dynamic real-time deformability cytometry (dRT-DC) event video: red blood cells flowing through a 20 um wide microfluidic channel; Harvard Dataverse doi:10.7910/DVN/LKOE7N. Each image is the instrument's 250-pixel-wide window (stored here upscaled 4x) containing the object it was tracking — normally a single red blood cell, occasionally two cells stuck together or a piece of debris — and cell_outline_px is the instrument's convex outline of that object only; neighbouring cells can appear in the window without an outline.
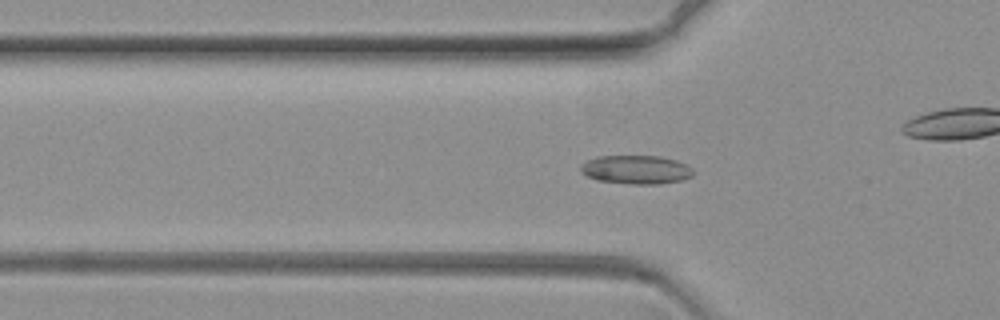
{"species": "common noctule bat (a hibernating species)", "species_latin": "Nyctalus noctula", "temperature_condition": "warm", "stored_images_in_passage": 38, "camera_frame_rate_fps": 3000, "um_per_image_px": 0.085, "animal": {"sex": "female", "body_mass_g": 19.3, "forearm_length_mm": 54.1}, "frame": {"image": 1, "passage_image": 17, "time_ms": 5.333, "image_size_px": [1000, 320], "cell_outline_px": [[692, 176], [684, 180], [660, 184], [628, 184], [596, 180], [580, 172], [580, 164], [596, 156], [660, 156], [676, 160], [692, 168]], "centroid_in_image_um": [54.05, 14.42], "position_along_channel_um": 71.8, "area_um2": 18.96}}
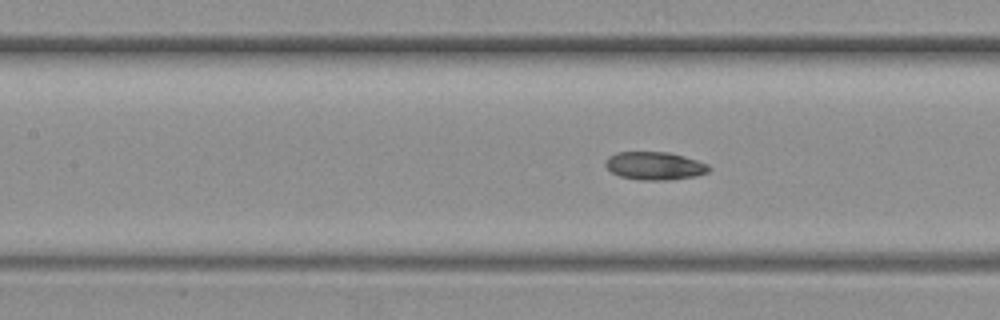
{"frame": {"image": 2, "passage_image": 25, "time_ms": 8.0, "image_size_px": [1000, 320], "cell_outline_px": [[712, 168], [708, 172], [696, 176], [668, 180], [640, 180], [620, 176], [612, 172], [604, 164], [604, 160], [608, 156], [616, 152], [668, 152], [684, 156], [708, 164]], "centroid_in_image_um": [55.64, 14.09], "position_along_channel_um": 151.8, "area_um2": 16.99}}
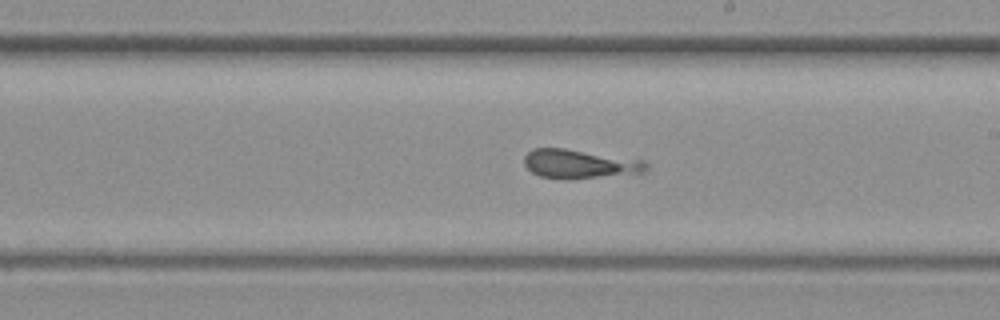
{"frame": {"image": 3, "passage_image": 34, "time_ms": 11.0, "image_size_px": [1000, 320], "cell_outline_px": [[648, 172], [568, 180], [540, 176], [532, 172], [524, 164], [524, 156], [532, 148], [564, 148], [644, 160], [648, 164]], "centroid_in_image_um": [49.29, 13.94], "position_along_channel_um": 239.7, "area_um2": 20.81}}